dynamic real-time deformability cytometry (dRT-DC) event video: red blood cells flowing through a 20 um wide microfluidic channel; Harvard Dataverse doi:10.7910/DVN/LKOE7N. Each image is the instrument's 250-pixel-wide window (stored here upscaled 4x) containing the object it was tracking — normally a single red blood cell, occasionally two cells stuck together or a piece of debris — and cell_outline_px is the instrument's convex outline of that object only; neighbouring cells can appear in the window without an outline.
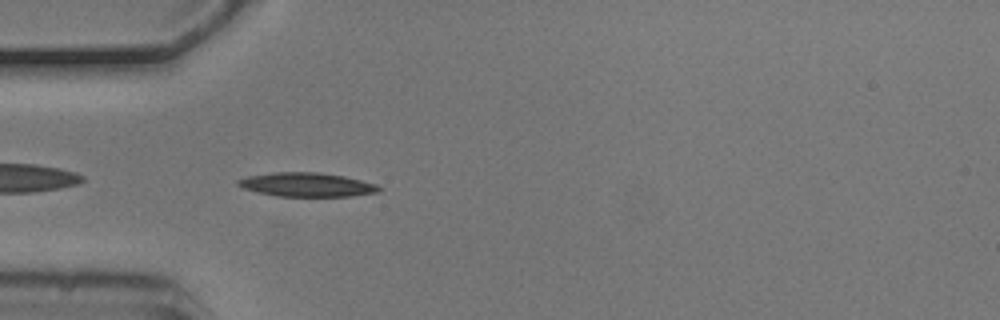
{"species": "common noctule bat (a hibernating species)", "species_latin": "Nyctalus noctula", "temperature_condition": "cold", "stored_images_in_passage": 3, "camera_frame_rate_fps": 3000, "um_per_image_px": 0.085, "animal": {"sex": "male", "body_mass_g": 20.5, "forearm_length_mm": 52.5}, "frame": {"image": 1, "passage_image": 3, "time_ms": 0.667, "image_size_px": [1000, 320], "cell_outline_px": [[384, 188], [380, 192], [352, 196], [276, 196], [256, 192], [244, 188], [236, 184], [236, 180], [248, 176], [272, 172], [320, 172], [344, 176], [376, 184]], "centroid_in_image_um": [26.09, 15.69], "position_along_channel_um": 58.9, "area_um2": 19.83}}